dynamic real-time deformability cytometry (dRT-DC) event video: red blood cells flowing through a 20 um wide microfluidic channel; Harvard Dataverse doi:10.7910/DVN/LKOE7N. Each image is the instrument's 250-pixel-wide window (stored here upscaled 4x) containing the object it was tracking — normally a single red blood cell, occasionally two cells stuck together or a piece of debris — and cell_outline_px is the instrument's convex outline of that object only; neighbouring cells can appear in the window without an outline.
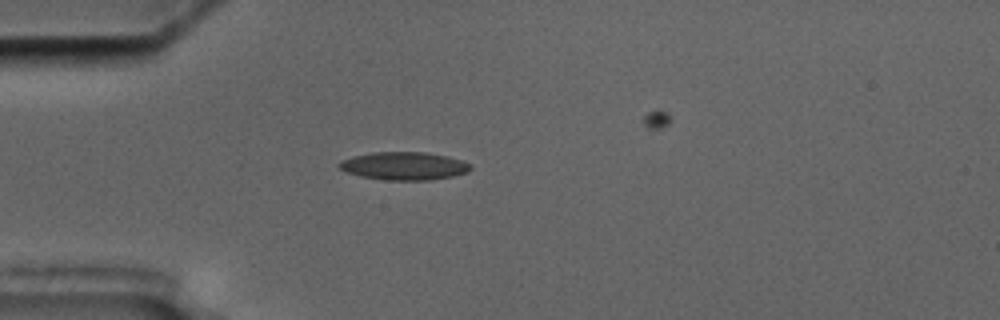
{"species": "common noctule bat (a hibernating species)", "species_latin": "Nyctalus noctula", "temperature_condition": "cold", "stored_images_in_passage": 11, "camera_frame_rate_fps": 3000, "um_per_image_px": 0.085, "animal": {"sex": "male", "body_mass_g": 17.5, "forearm_length_mm": 52.3}, "frame": {"image": 1, "passage_image": 2, "time_ms": 1.333, "image_size_px": [1000, 320], "cell_outline_px": [[472, 168], [468, 172], [452, 176], [428, 180], [384, 180], [360, 176], [344, 172], [336, 164], [340, 160], [352, 156], [372, 152], [424, 152], [448, 156], [460, 160], [468, 164]], "centroid_in_image_um": [34.28, 14.1], "position_along_channel_um": 50.7, "area_um2": 21.5}}
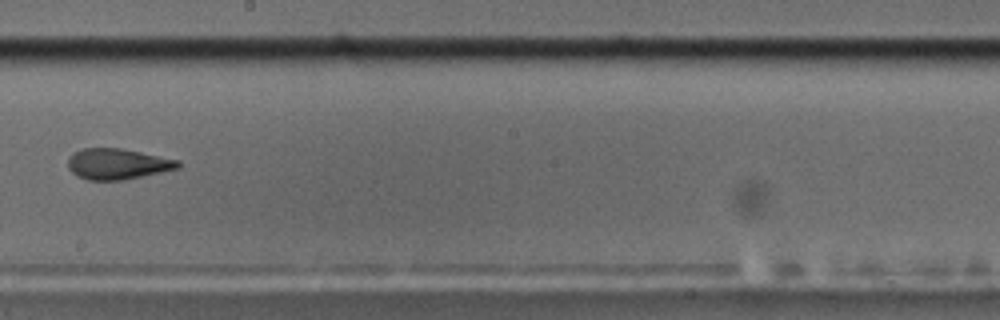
{"frame": {"image": 2, "passage_image": 7, "time_ms": 7.0, "image_size_px": [1000, 320], "cell_outline_px": [[180, 168], [120, 180], [88, 180], [72, 172], [68, 168], [68, 156], [72, 152], [80, 148], [120, 148], [180, 160]], "centroid_in_image_um": [9.96, 13.92], "position_along_channel_um": 238.2, "area_um2": 19.65}}
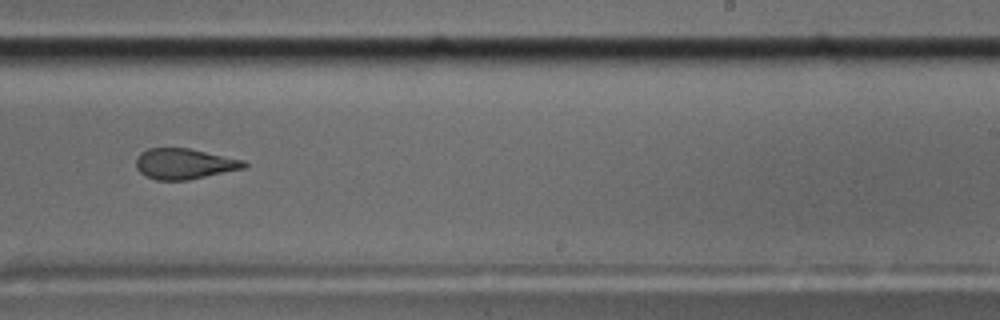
{"frame": {"image": 3, "passage_image": 8, "time_ms": 8.0, "image_size_px": [1000, 320], "cell_outline_px": [[248, 164], [244, 168], [188, 180], [156, 180], [140, 172], [136, 168], [136, 156], [140, 152], [148, 148], [188, 148], [244, 160]], "centroid_in_image_um": [15.64, 13.92], "position_along_channel_um": 273.4, "area_um2": 19.19}}